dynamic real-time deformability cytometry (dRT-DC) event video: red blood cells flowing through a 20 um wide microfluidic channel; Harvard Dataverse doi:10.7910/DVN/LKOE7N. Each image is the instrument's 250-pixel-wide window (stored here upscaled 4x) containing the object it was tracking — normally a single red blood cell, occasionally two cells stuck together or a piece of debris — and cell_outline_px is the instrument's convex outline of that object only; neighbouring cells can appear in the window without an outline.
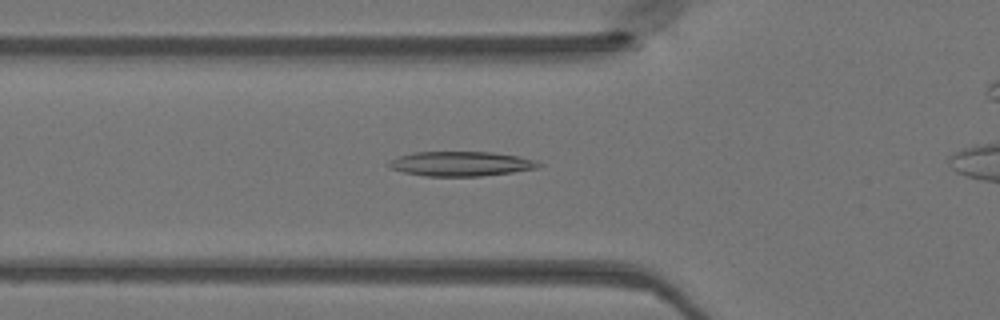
{"species": "Egyptian fruit bat (a non-hibernating species)", "species_latin": "Rousettus aegyptiacus", "temperature_condition": "warm", "stored_images_in_passage": 35, "camera_frame_rate_fps": 3000, "um_per_image_px": 0.085, "animal": {"sex": "female"}, "frame": {"image": 1, "passage_image": 10, "time_ms": 3.0, "image_size_px": [1000, 320], "cell_outline_px": [[544, 164], [536, 168], [512, 172], [480, 176], [424, 176], [404, 172], [388, 168], [384, 164], [400, 156], [412, 152], [492, 152], [540, 160]], "centroid_in_image_um": [39.18, 13.92], "position_along_channel_um": 86.6, "area_um2": 21.62}}
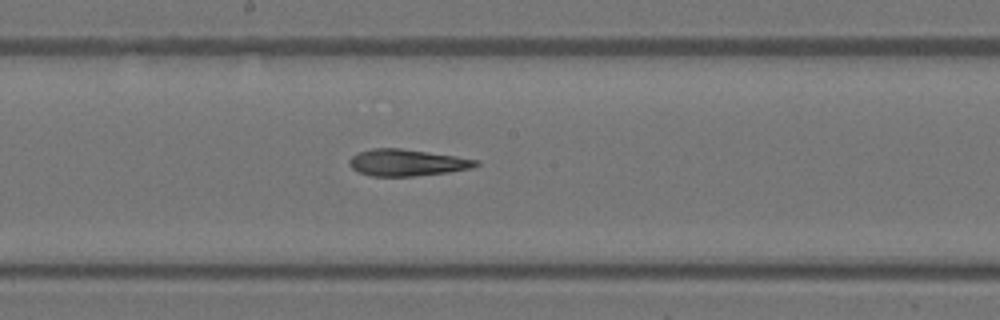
{"frame": {"image": 2, "passage_image": 19, "time_ms": 6.0, "image_size_px": [1000, 320], "cell_outline_px": [[480, 164], [472, 168], [448, 172], [412, 176], [372, 176], [356, 172], [348, 164], [348, 160], [356, 152], [372, 148], [400, 148], [456, 156], [480, 160]], "centroid_in_image_um": [34.56, 13.82], "position_along_channel_um": 213.6, "area_um2": 19.83}}
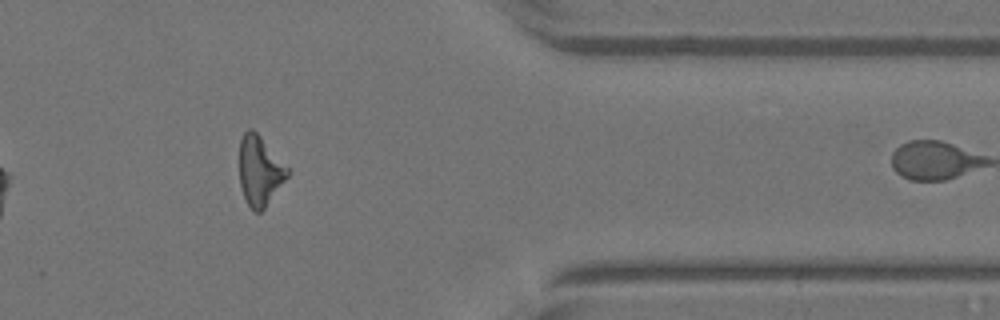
{"frame": {"image": 3, "passage_image": 33, "time_ms": 10.667, "image_size_px": [1000, 320], "cell_outline_px": [[292, 172], [264, 208], [260, 212], [256, 212], [248, 204], [244, 196], [240, 184], [240, 140], [244, 132], [248, 128], [252, 128], [292, 168]], "centroid_in_image_um": [22.13, 14.48], "position_along_channel_um": 389.3, "area_um2": 19.77}}